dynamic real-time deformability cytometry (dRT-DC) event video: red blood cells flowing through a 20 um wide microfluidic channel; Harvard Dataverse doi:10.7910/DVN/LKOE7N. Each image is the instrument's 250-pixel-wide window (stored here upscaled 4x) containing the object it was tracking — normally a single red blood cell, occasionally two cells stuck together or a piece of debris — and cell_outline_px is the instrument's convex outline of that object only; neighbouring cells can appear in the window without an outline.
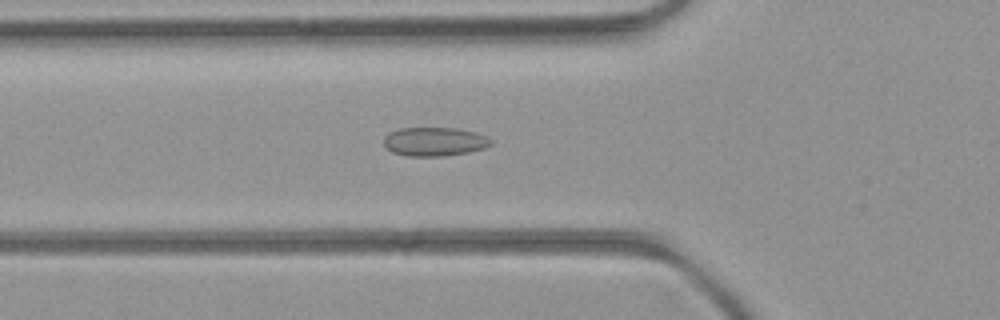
{"species": "common noctule bat (a hibernating species)", "species_latin": "Nyctalus noctula", "temperature_condition": "room temperature", "stored_images_in_passage": 52, "camera_frame_rate_fps": 3000, "um_per_image_px": 0.085, "animal": {"sex": "female", "body_mass_g": 21.9}, "frame": {"image": 1, "passage_image": 19, "time_ms": 6.0, "image_size_px": [1000, 320], "cell_outline_px": [[492, 144], [484, 148], [468, 152], [444, 156], [408, 156], [392, 152], [384, 148], [384, 136], [388, 132], [400, 128], [456, 128], [476, 132], [488, 136], [492, 140]], "centroid_in_image_um": [36.92, 12.03], "position_along_channel_um": 88.9, "area_um2": 18.21}}
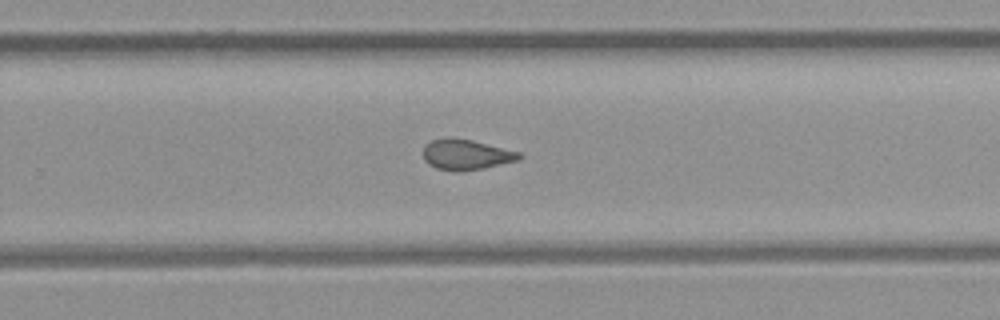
{"frame": {"image": 2, "passage_image": 34, "time_ms": 11.0, "image_size_px": [1000, 320], "cell_outline_px": [[524, 156], [520, 160], [460, 172], [456, 172], [436, 168], [424, 160], [424, 148], [432, 140], [448, 136], [452, 136], [472, 140], [520, 152]], "centroid_in_image_um": [39.63, 13.13], "position_along_channel_um": 290.2, "area_um2": 17.05}}
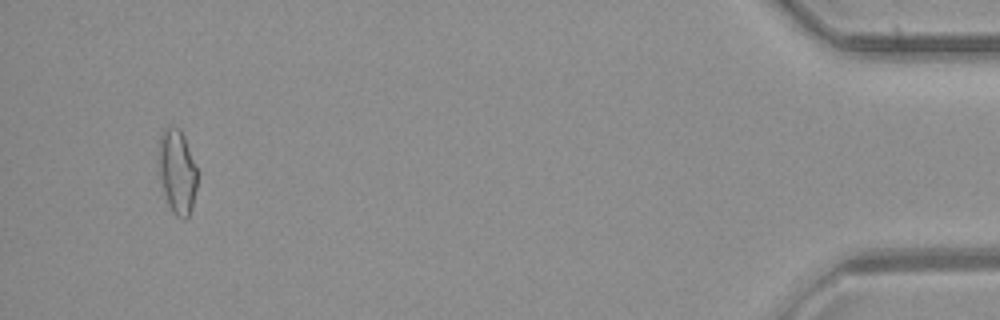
{"frame": {"image": 3, "passage_image": 50, "time_ms": 16.333, "image_size_px": [1000, 320], "cell_outline_px": [[196, 188], [192, 208], [188, 216], [184, 220], [176, 216], [172, 212], [168, 204], [160, 180], [160, 136], [164, 128], [168, 124], [180, 128], [184, 136], [196, 168]], "centroid_in_image_um": [15.06, 14.59], "position_along_channel_um": 420.1, "area_um2": 18.67}, "authors_computed_cell_mechanics": {"area_um2": 17.6001, "velocity_mm_per_s": 4.0195, "shape_relaxation_time_tau1_ms": null, "shape_relaxation_time_tau2_ms": 1.6362, "deformation_change_tau1": null, "deformation_change_tau2": 0.082}}